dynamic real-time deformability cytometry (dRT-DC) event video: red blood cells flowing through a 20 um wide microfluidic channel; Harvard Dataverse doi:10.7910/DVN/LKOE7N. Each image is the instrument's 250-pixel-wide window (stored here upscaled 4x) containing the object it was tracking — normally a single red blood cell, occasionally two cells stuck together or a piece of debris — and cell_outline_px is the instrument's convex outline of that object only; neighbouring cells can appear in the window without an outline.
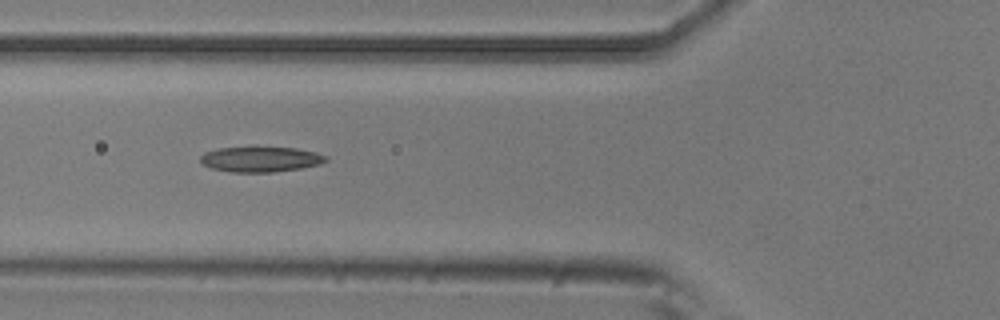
{"species": "common noctule bat (a hibernating species)", "species_latin": "Nyctalus noctula", "temperature_condition": "room temperature", "stored_images_in_passage": 10, "camera_frame_rate_fps": 3000, "um_per_image_px": 0.085, "animal": {"sex": "male", "body_mass_g": 20.5, "forearm_length_mm": 52.5}, "frame": {"image": 1, "passage_image": 5, "time_ms": 1.333, "image_size_px": [1000, 320], "cell_outline_px": [[328, 160], [320, 164], [300, 168], [272, 172], [232, 172], [212, 168], [204, 164], [200, 160], [200, 156], [204, 152], [220, 148], [252, 144], [296, 148], [316, 152], [328, 156]], "centroid_in_image_um": [22.15, 13.48], "position_along_channel_um": 103.6, "area_um2": 19.31}}
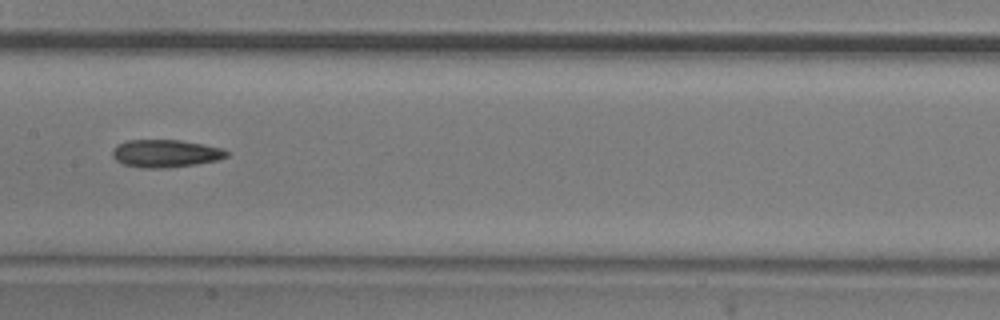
{"frame": {"image": 2, "passage_image": 7, "time_ms": 2.0, "image_size_px": [1000, 320], "cell_outline_px": [[228, 156], [216, 160], [196, 164], [164, 168], [144, 168], [124, 164], [116, 160], [112, 156], [112, 152], [120, 144], [128, 140], [180, 140], [204, 144], [220, 148], [228, 152]], "centroid_in_image_um": [14.08, 13.04], "position_along_channel_um": 193.3, "area_um2": 18.15}}
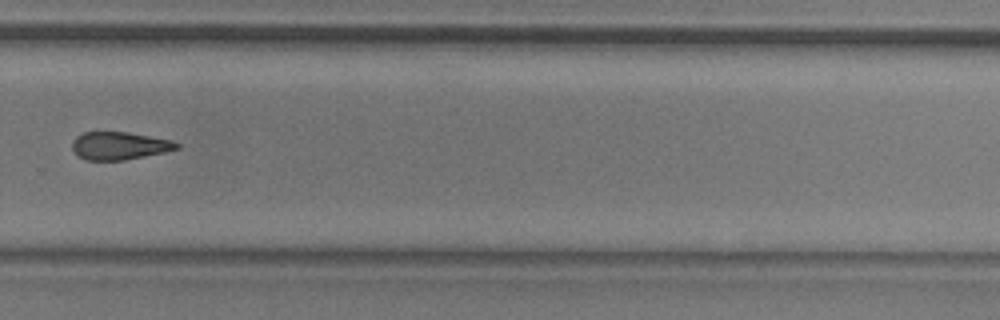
{"frame": {"image": 3, "passage_image": 10, "time_ms": 3.0, "image_size_px": [1000, 320], "cell_outline_px": [[180, 148], [164, 152], [124, 160], [84, 160], [72, 148], [72, 140], [76, 136], [84, 132], [128, 132], [172, 140], [180, 144]], "centroid_in_image_um": [10.15, 12.38], "position_along_channel_um": 319.6, "area_um2": 16.88}}